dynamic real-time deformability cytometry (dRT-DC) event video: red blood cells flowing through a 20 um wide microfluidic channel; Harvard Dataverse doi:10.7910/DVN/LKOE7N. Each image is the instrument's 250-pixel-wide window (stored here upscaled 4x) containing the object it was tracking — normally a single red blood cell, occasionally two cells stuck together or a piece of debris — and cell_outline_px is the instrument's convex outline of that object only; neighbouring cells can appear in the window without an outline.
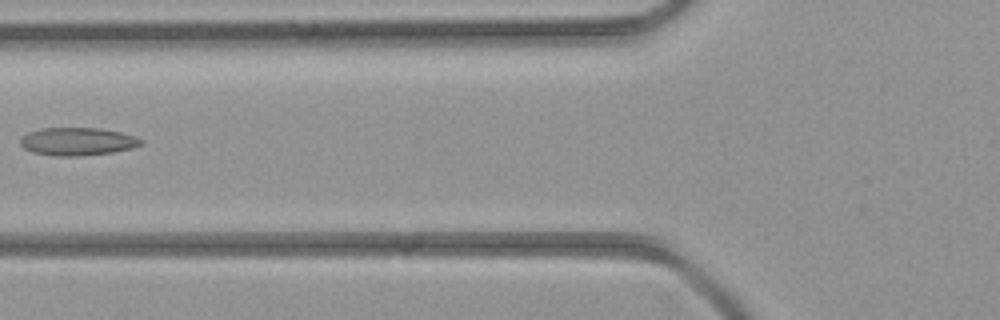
{"species": "common noctule bat (a hibernating species)", "species_latin": "Nyctalus noctula", "temperature_condition": "room temperature", "stored_images_in_passage": 6, "camera_frame_rate_fps": 3000, "um_per_image_px": 0.085, "animal": {"sex": "female", "body_mass_g": 21.9}, "frame": {"image": 1, "passage_image": 6, "time_ms": 5.667, "image_size_px": [1000, 320], "cell_outline_px": [[144, 144], [132, 148], [112, 152], [76, 156], [56, 156], [32, 152], [24, 148], [20, 144], [20, 140], [28, 132], [40, 128], [100, 128], [120, 132], [136, 136], [144, 140]], "centroid_in_image_um": [6.61, 12.02], "position_along_channel_um": 119.2, "area_um2": 19.65}}